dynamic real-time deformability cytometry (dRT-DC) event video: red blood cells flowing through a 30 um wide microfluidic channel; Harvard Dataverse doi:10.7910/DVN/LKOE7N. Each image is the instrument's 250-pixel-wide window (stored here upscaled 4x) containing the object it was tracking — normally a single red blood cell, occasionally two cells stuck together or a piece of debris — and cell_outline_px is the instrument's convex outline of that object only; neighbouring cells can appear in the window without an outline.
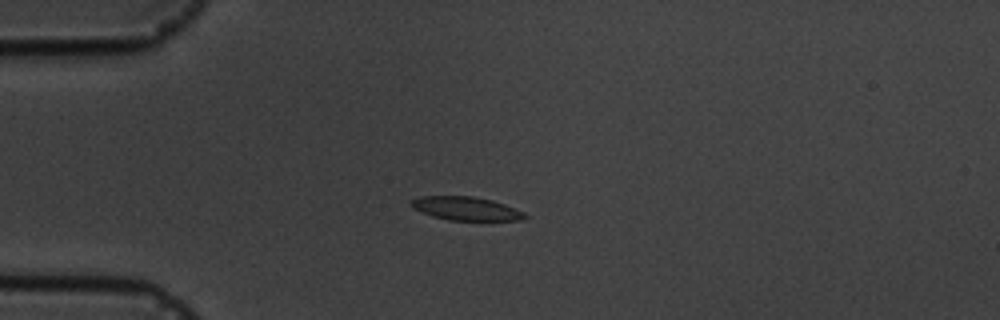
{"species": "common noctule bat (a hibernating species)", "species_latin": "Nyctalus noctula", "temperature_condition": "cold", "stored_images_in_passage": 7, "camera_frame_rate_fps": 3000, "um_per_image_px": 0.085, "animal": {"sex": "male", "body_mass_g": 19.5, "forearm_length_mm": 54.6}, "frame": {"image": 1, "passage_image": 4, "time_ms": 3.333, "image_size_px": [1000, 320], "cell_outline_px": [[528, 216], [520, 220], [448, 220], [432, 216], [420, 212], [412, 208], [408, 204], [408, 200], [420, 196], [472, 196], [492, 200], [504, 204], [524, 212]], "centroid_in_image_um": [39.53, 17.72], "position_along_channel_um": 45.5, "area_um2": 15.72}}
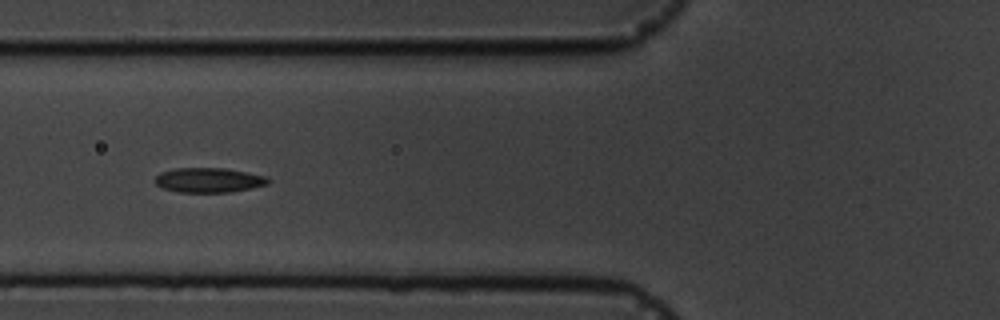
{"frame": {"image": 2, "passage_image": 6, "time_ms": 5.667, "image_size_px": [1000, 320], "cell_outline_px": [[272, 180], [268, 184], [232, 192], [176, 192], [164, 188], [156, 184], [152, 180], [160, 172], [176, 168], [224, 168], [268, 176]], "centroid_in_image_um": [17.75, 15.31], "position_along_channel_um": 108.1, "area_um2": 16.42}}
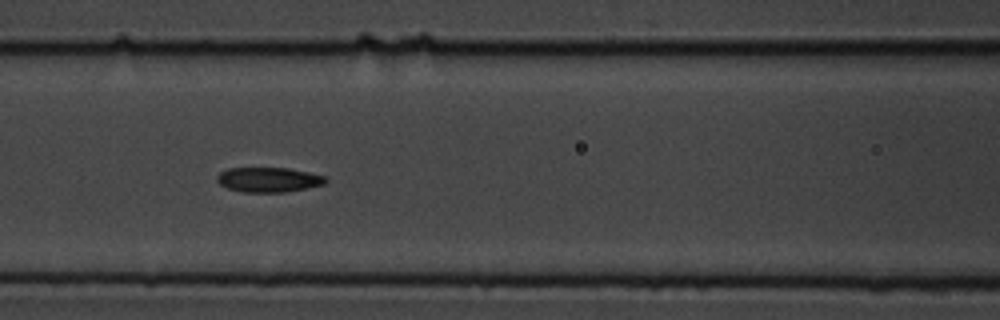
{"frame": {"image": 3, "passage_image": 7, "time_ms": 6.667, "image_size_px": [1000, 320], "cell_outline_px": [[328, 180], [324, 184], [284, 192], [240, 192], [228, 188], [220, 184], [216, 180], [216, 176], [220, 172], [228, 168], [288, 168], [328, 176]], "centroid_in_image_um": [22.82, 15.27], "position_along_channel_um": 143.8, "area_um2": 15.72}}